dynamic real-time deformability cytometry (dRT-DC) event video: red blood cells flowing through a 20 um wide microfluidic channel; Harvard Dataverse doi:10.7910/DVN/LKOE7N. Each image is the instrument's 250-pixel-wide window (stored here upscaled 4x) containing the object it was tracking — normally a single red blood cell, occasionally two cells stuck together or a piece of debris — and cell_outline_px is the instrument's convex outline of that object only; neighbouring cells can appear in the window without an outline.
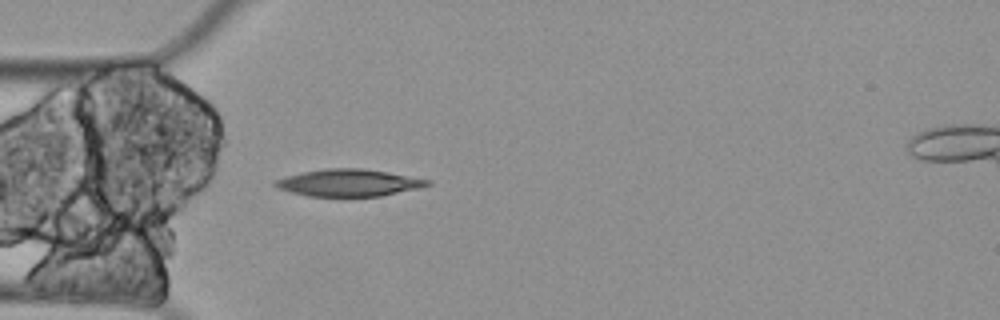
{"species": "Egyptian fruit bat (a non-hibernating species)", "species_latin": "Rousettus aegyptiacus", "temperature_condition": "cold", "stored_images_in_passage": 1, "camera_frame_rate_fps": 3000, "um_per_image_px": 0.085, "animal": {"sex": "female"}, "frame": {"image": 1, "passage_image": 1, "time_ms": 0.0, "image_size_px": [1000, 320], "cell_outline_px": [[432, 184], [420, 188], [380, 196], [308, 196], [292, 192], [280, 188], [272, 184], [272, 180], [304, 172], [324, 168], [364, 168], [388, 172], [432, 180]], "centroid_in_image_um": [29.68, 15.53], "position_along_channel_um": 55.3, "area_um2": 23.99}}